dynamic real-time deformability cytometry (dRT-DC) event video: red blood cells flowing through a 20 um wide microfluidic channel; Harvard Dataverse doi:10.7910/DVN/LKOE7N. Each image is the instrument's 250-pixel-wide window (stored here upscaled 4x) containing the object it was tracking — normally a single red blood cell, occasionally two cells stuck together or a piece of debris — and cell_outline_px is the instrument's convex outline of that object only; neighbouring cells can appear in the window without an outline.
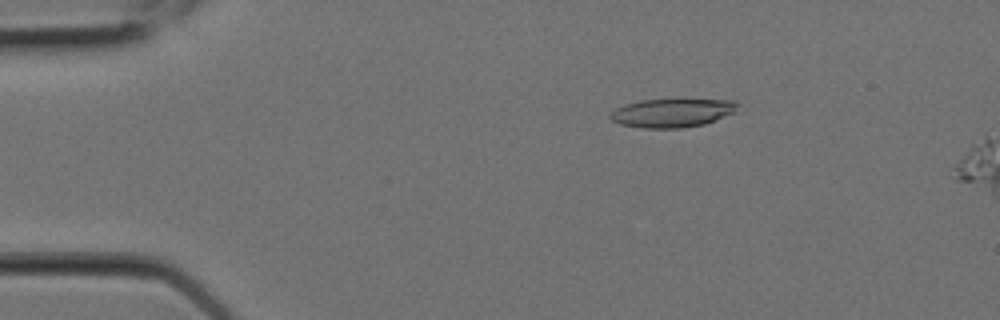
{"species": "Egyptian fruit bat (a non-hibernating species)", "species_latin": "Rousettus aegyptiacus", "temperature_condition": "room temperature", "stored_images_in_passage": 5, "segment_of_instrument_passage": [1, 2], "camera_frame_rate_fps": 3000, "um_per_image_px": 0.085, "animal": {"sex": "female"}, "frame": {"image": 1, "passage_image": 3, "time_ms": 0.667, "image_size_px": [1000, 320], "cell_outline_px": [[736, 112], [704, 124], [680, 128], [644, 128], [620, 124], [612, 120], [608, 116], [616, 108], [624, 104], [640, 100], [676, 96], [736, 100]], "centroid_in_image_um": [57.17, 9.52], "position_along_channel_um": 27.8, "area_um2": 22.37}}